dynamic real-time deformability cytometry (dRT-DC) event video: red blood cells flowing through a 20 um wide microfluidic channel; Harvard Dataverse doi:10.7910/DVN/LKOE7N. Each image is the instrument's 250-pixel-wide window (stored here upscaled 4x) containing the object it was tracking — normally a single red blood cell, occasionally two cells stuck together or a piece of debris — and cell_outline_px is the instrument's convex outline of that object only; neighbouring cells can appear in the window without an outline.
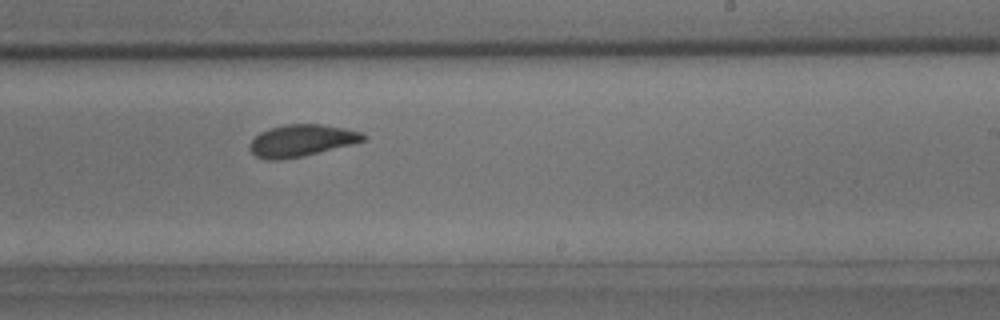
{"species": "common noctule bat (a hibernating species)", "species_latin": "Nyctalus noctula", "temperature_condition": "room temperature", "stored_images_in_passage": 21, "camera_frame_rate_fps": 3000, "um_per_image_px": 0.085, "animal": {"sex": "male", "body_mass_g": 15.6}, "frame": {"image": 1, "passage_image": 12, "time_ms": 3.667, "image_size_px": [1000, 320], "cell_outline_px": [[368, 136], [364, 140], [352, 144], [304, 156], [280, 160], [264, 160], [256, 156], [248, 148], [248, 144], [260, 132], [268, 128], [288, 124], [320, 124], [344, 128], [364, 132]], "centroid_in_image_um": [25.62, 11.95], "position_along_channel_um": 263.4, "area_um2": 21.27}}